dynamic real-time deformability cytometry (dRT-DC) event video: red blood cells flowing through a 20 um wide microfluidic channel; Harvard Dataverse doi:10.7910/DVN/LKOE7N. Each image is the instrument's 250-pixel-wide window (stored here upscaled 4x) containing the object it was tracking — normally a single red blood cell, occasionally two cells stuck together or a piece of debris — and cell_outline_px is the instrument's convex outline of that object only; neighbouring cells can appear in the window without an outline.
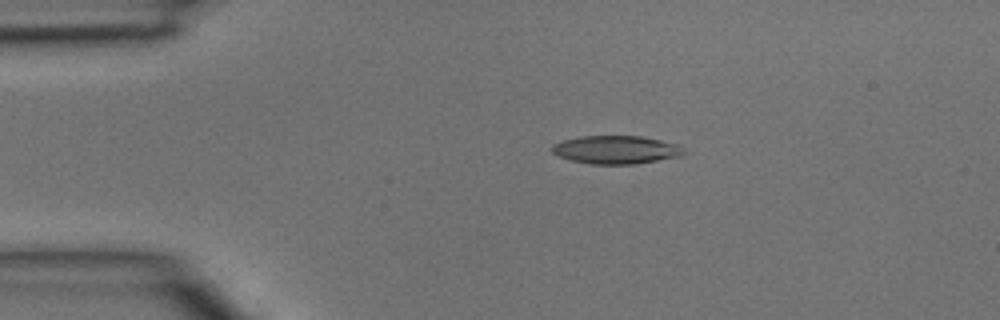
{"species": "common noctule bat (a hibernating species)", "species_latin": "Nyctalus noctula", "temperature_condition": "room temperature", "stored_images_in_passage": 3, "camera_frame_rate_fps": 3000, "um_per_image_px": 0.085, "animal": {"sex": "male", "body_mass_g": 15.6}, "frame": {"image": 1, "passage_image": 3, "time_ms": 0.667, "image_size_px": [1000, 320], "cell_outline_px": [[684, 152], [680, 156], [632, 164], [592, 164], [572, 160], [560, 156], [552, 152], [552, 144], [564, 140], [580, 136], [640, 136], [680, 144], [684, 148]], "centroid_in_image_um": [52.37, 12.72], "position_along_channel_um": 32.6, "area_um2": 21.44}}